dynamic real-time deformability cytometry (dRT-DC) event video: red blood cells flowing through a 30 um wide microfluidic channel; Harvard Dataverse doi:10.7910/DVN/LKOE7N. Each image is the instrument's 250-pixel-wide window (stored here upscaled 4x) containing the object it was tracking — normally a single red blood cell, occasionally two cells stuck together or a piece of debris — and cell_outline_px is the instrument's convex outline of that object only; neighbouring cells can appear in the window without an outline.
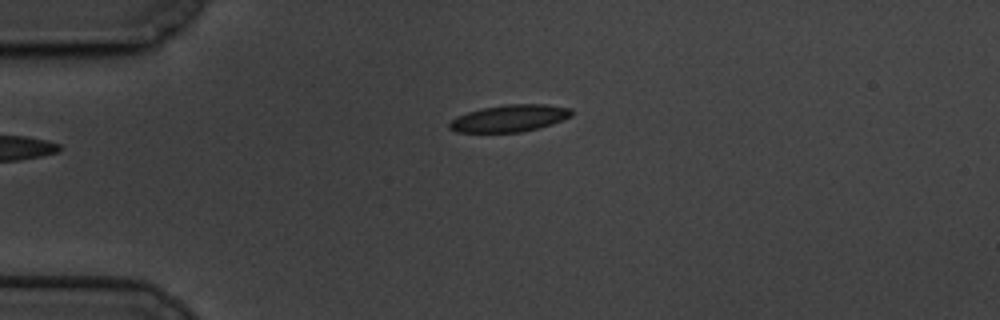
{"species": "common noctule bat (a hibernating species)", "species_latin": "Nyctalus noctula", "temperature_condition": "cold", "stored_images_in_passage": 47, "camera_frame_rate_fps": 3000, "um_per_image_px": 0.085, "animal": {"sex": "male", "body_mass_g": 19.5, "forearm_length_mm": 54.6}, "frame": {"image": 1, "passage_image": 1, "time_ms": 0.0, "image_size_px": [1000, 320], "cell_outline_px": [[572, 116], [552, 124], [540, 128], [520, 132], [456, 132], [448, 128], [448, 124], [456, 116], [468, 112], [484, 108], [508, 104], [548, 104], [572, 108]], "centroid_in_image_um": [43.33, 10.05], "position_along_channel_um": 41.7, "area_um2": 19.25}}
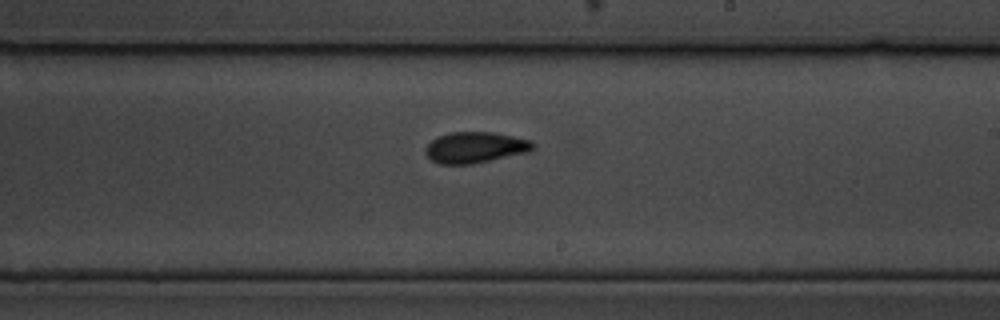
{"frame": {"image": 2, "passage_image": 22, "time_ms": 7.0, "image_size_px": [1000, 320], "cell_outline_px": [[536, 144], [528, 152], [472, 164], [440, 164], [432, 160], [424, 152], [424, 148], [436, 136], [452, 132], [492, 132], [532, 140]], "centroid_in_image_um": [40.38, 12.53], "position_along_channel_um": 248.6, "area_um2": 19.42}}
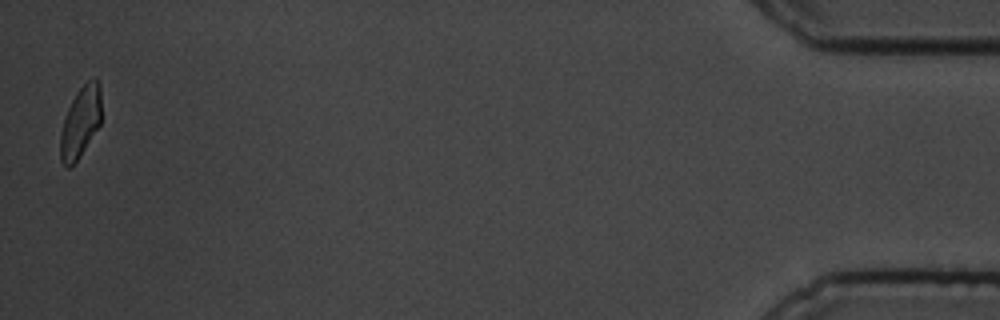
{"frame": {"image": 3, "passage_image": 46, "time_ms": 15.0, "image_size_px": [1000, 320], "cell_outline_px": [[100, 124], [80, 156], [68, 168], [60, 160], [60, 136], [64, 120], [68, 108], [76, 92], [92, 76], [96, 76], [100, 84]], "centroid_in_image_um": [6.85, 10.34], "position_along_channel_um": 428.4, "area_um2": 16.76}, "authors_computed_cell_mechanics": {"area_um2": 18.785, "velocity_mm_per_s": 3.3389, "shape_relaxation_time_tau1_ms": 3.6543, "shape_relaxation_time_tau2_ms": 3.1543, "deformation_change_tau1": 0.0988, "deformation_change_tau2": 0.0705}}